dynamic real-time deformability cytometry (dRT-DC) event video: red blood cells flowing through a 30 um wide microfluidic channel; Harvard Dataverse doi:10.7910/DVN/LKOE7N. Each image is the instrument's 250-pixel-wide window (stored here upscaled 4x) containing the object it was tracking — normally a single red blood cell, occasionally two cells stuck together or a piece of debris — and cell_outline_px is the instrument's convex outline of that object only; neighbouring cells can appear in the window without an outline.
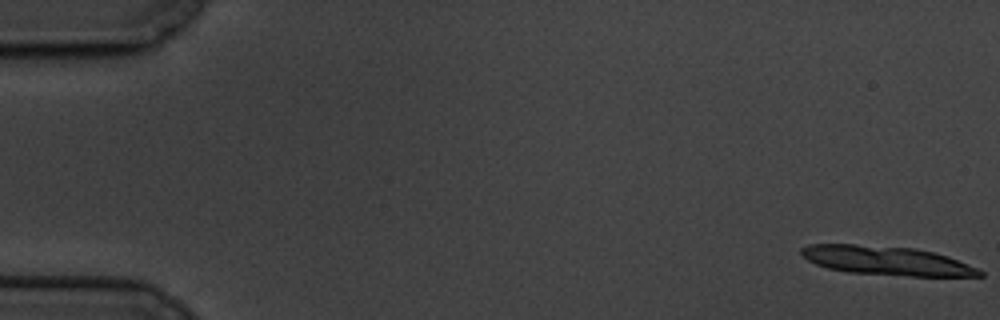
{"species": "common noctule bat (a hibernating species)", "species_latin": "Nyctalus noctula", "temperature_condition": "cold", "stored_images_in_passage": 4, "camera_frame_rate_fps": 3000, "um_per_image_px": 0.085, "animal": {"sex": "male", "body_mass_g": 19.5, "forearm_length_mm": 54.6}, "frame": {"image": 1, "passage_image": 1, "time_ms": 0.0, "image_size_px": [1000, 320], "cell_outline_px": [[984, 276], [912, 276], [848, 272], [828, 268], [816, 264], [808, 260], [800, 252], [800, 248], [808, 244], [856, 244], [916, 248], [948, 256], [976, 268], [984, 272]], "centroid_in_image_um": [75.34, 22.15], "position_along_channel_um": 9.7, "area_um2": 29.94}}